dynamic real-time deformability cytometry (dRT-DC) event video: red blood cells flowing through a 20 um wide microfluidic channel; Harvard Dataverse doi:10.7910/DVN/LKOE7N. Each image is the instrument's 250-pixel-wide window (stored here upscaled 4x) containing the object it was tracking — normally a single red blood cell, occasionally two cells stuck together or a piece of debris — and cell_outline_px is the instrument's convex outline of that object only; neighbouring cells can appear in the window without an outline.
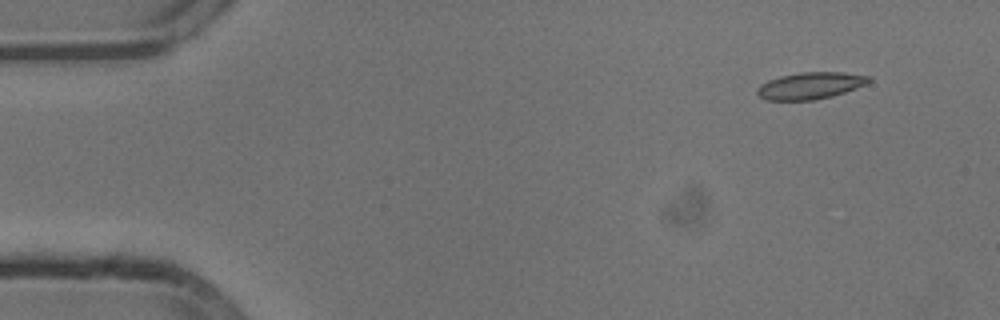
{"species": "common noctule bat (a hibernating species)", "species_latin": "Nyctalus noctula", "temperature_condition": "cold", "stored_images_in_passage": 11, "camera_frame_rate_fps": 3000, "um_per_image_px": 0.085, "animal": {"sex": "male", "body_mass_g": 13.3}, "frame": {"image": 1, "passage_image": 1, "time_ms": 0.0, "image_size_px": [1000, 320], "cell_outline_px": [[872, 80], [868, 84], [832, 96], [816, 100], [768, 100], [760, 96], [756, 92], [756, 88], [760, 84], [768, 80], [780, 76], [800, 72], [844, 72], [872, 76]], "centroid_in_image_um": [68.91, 7.27], "position_along_channel_um": 16.1, "area_um2": 17.63}}